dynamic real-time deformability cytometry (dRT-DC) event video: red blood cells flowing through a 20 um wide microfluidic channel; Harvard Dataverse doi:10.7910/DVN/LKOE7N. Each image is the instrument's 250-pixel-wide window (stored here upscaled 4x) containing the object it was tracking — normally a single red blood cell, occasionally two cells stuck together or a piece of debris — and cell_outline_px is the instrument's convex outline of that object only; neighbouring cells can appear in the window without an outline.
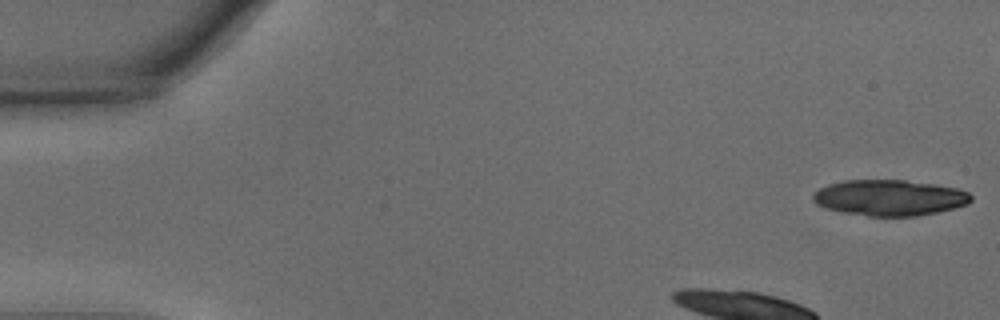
{"species": "common noctule bat (a hibernating species)", "species_latin": "Nyctalus noctula", "temperature_condition": "warm", "stored_images_in_passage": 39, "camera_frame_rate_fps": 3000, "um_per_image_px": 0.085, "animal": {"sex": "male", "body_mass_g": 15.6}, "frame": {"image": 1, "passage_image": 1, "time_ms": 0.0, "image_size_px": [1000, 320], "cell_outline_px": [[972, 200], [968, 204], [936, 212], [916, 216], [868, 216], [844, 212], [828, 208], [816, 204], [812, 200], [812, 192], [828, 184], [844, 180], [904, 180], [936, 184], [960, 188], [968, 192], [972, 196]], "centroid_in_image_um": [75.62, 16.79], "position_along_channel_um": 9.4, "area_um2": 33.12}}